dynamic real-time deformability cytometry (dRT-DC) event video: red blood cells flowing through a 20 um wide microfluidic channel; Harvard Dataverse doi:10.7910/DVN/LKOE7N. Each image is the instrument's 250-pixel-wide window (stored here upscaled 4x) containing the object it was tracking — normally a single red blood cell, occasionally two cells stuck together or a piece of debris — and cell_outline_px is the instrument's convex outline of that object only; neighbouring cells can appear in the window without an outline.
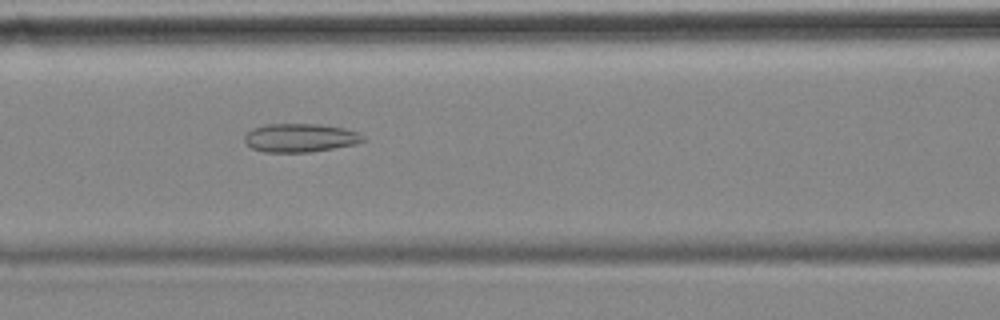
{"species": "common noctule bat (a hibernating species)", "species_latin": "Nyctalus noctula", "temperature_condition": "cold", "stored_images_in_passage": 56, "camera_frame_rate_fps": 3000, "um_per_image_px": 0.085, "animal": {"sex": "female", "body_mass_g": 18.4}, "frame": {"image": 1, "passage_image": 23, "time_ms": 7.333, "image_size_px": [1000, 320], "cell_outline_px": [[368, 140], [356, 144], [308, 152], [264, 152], [252, 148], [244, 140], [244, 136], [252, 128], [268, 124], [320, 124], [344, 128], [356, 132], [364, 136]], "centroid_in_image_um": [25.53, 11.71], "position_along_channel_um": 141.1, "area_um2": 19.65}}
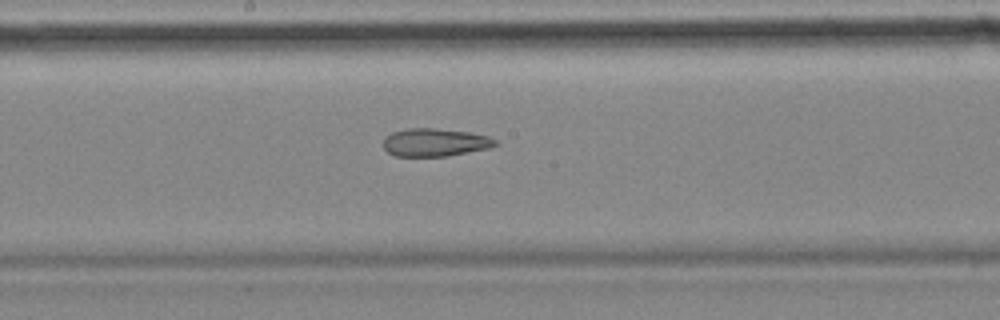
{"frame": {"image": 2, "passage_image": 29, "time_ms": 9.333, "image_size_px": [1000, 320], "cell_outline_px": [[500, 144], [488, 148], [448, 156], [396, 156], [388, 152], [384, 148], [384, 136], [392, 132], [408, 128], [436, 128], [468, 132], [488, 136], [496, 140]], "centroid_in_image_um": [36.97, 12.1], "position_along_channel_um": 211.2, "area_um2": 18.26}}
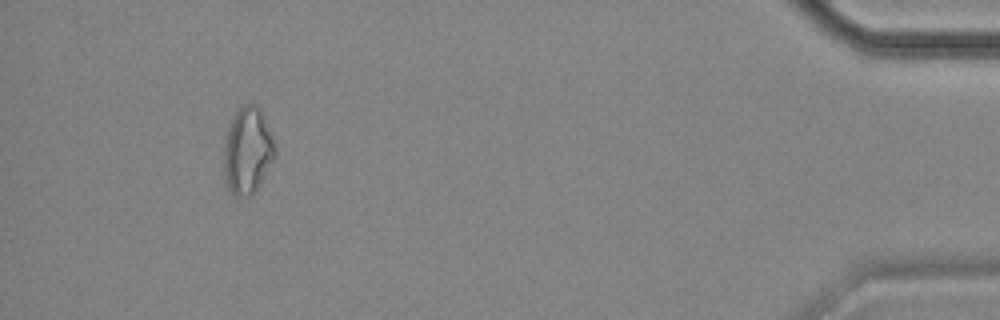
{"frame": {"image": 3, "passage_image": 52, "time_ms": 17.0, "image_size_px": [1000, 320], "cell_outline_px": [[276, 156], [256, 188], [248, 196], [236, 196], [228, 188], [224, 172], [224, 148], [228, 128], [232, 116], [244, 104], [256, 104], [260, 108], [264, 116], [276, 144]], "centroid_in_image_um": [21.06, 12.76], "position_along_channel_um": 414.1, "area_um2": 25.61}, "authors_computed_cell_mechanics": {"area_um2": 22.542, "velocity_mm_per_s": 3.5234, "shape_relaxation_time_tau1_ms": null, "shape_relaxation_time_tau2_ms": 5.3514, "deformation_change_tau1": null, "deformation_change_tau2": 0.1562}}